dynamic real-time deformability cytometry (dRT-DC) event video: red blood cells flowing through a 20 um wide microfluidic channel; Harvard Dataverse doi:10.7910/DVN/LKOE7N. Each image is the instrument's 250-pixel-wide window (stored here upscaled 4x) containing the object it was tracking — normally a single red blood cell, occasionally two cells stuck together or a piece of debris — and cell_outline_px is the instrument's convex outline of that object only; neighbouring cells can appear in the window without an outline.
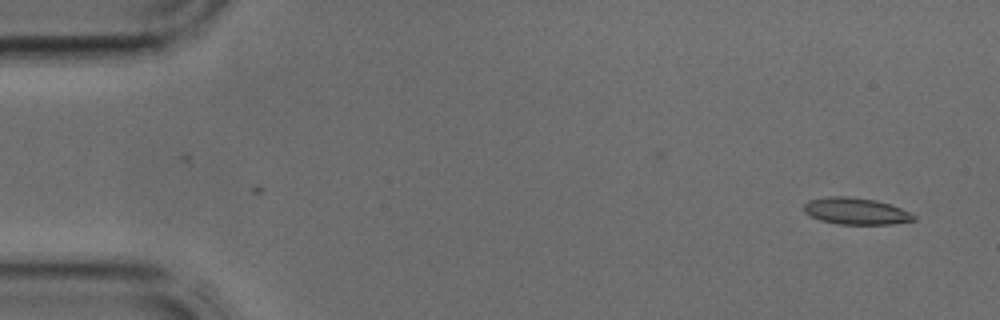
{"species": "common noctule bat (a hibernating species)", "species_latin": "Nyctalus noctula", "temperature_condition": "cold", "stored_images_in_passage": 41, "camera_frame_rate_fps": 3000, "um_per_image_px": 0.085, "animal": {"sex": "male", "body_mass_g": 17.9, "forearm_length_mm": 54.2}, "frame": {"image": 1, "passage_image": 2, "time_ms": 0.333, "image_size_px": [1000, 320], "cell_outline_px": [[916, 220], [892, 224], [836, 224], [820, 220], [808, 216], [804, 212], [804, 204], [812, 200], [828, 196], [848, 196], [876, 200], [900, 208], [916, 216]], "centroid_in_image_um": [72.73, 17.95], "position_along_channel_um": 12.3, "area_um2": 17.05}}
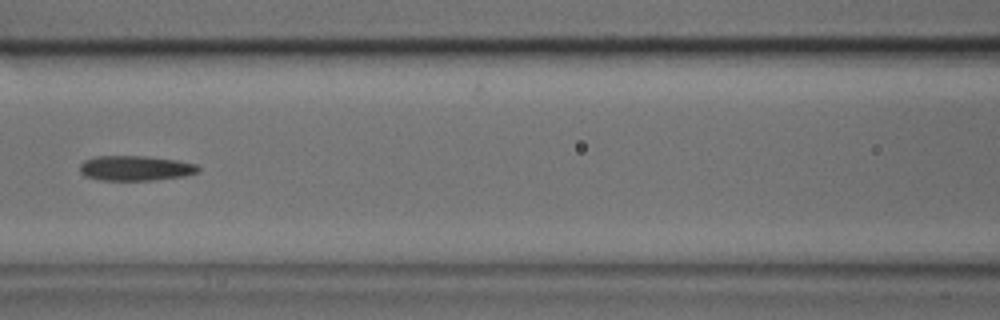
{"frame": {"image": 2, "passage_image": 18, "time_ms": 5.667, "image_size_px": [1000, 320], "cell_outline_px": [[200, 172], [184, 176], [152, 180], [100, 180], [84, 176], [80, 172], [80, 164], [84, 160], [96, 156], [144, 156], [176, 160], [196, 164], [200, 168]], "centroid_in_image_um": [11.5, 14.29], "position_along_channel_um": 155.1, "area_um2": 17.28}}
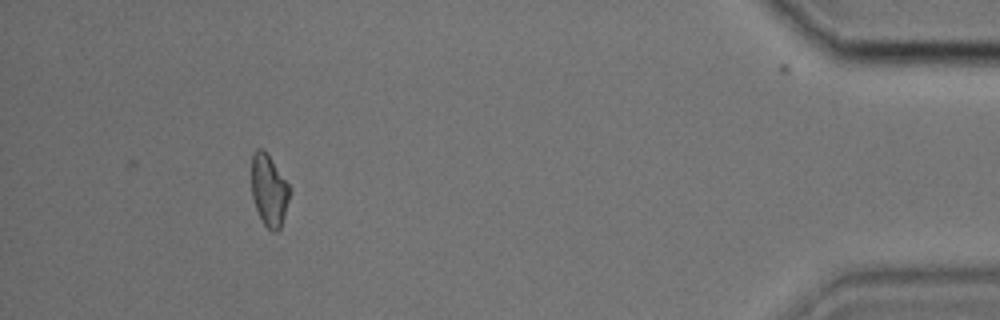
{"frame": {"image": 3, "passage_image": 38, "time_ms": 12.333, "image_size_px": [1000, 320], "cell_outline_px": [[292, 192], [280, 228], [276, 232], [272, 232], [264, 224], [256, 208], [252, 196], [252, 152], [256, 148], [264, 148], [268, 152], [292, 188]], "centroid_in_image_um": [22.9, 16.12], "position_along_channel_um": 412.3, "area_um2": 16.36}}